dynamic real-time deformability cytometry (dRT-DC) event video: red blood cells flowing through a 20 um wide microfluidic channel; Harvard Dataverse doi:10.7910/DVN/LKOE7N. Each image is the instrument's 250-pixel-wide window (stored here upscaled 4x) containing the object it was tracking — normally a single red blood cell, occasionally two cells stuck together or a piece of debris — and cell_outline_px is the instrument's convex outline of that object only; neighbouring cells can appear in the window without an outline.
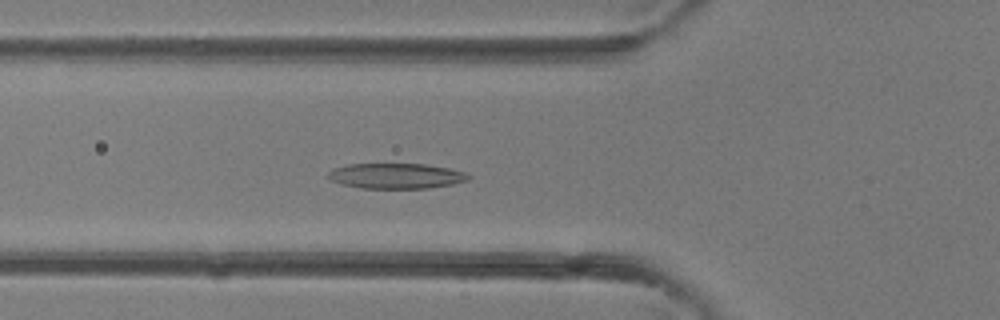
{"species": "common noctule bat (a hibernating species)", "species_latin": "Nyctalus noctula", "temperature_condition": "room temperature", "stored_images_in_passage": 32, "camera_frame_rate_fps": 3000, "um_per_image_px": 0.085, "animal": {"sex": "female"}, "frame": {"image": 1, "passage_image": 6, "time_ms": 1.667, "image_size_px": [1000, 320], "cell_outline_px": [[472, 176], [468, 180], [452, 184], [428, 188], [360, 188], [344, 184], [332, 180], [328, 176], [328, 172], [332, 168], [348, 164], [424, 164], [448, 168], [464, 172]], "centroid_in_image_um": [33.67, 14.95], "position_along_channel_um": 92.1, "area_um2": 20.58}}
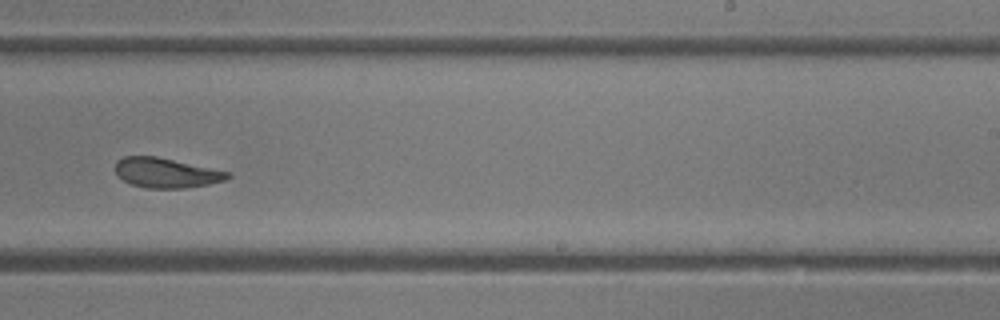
{"frame": {"image": 2, "passage_image": 17, "time_ms": 5.333, "image_size_px": [1000, 320], "cell_outline_px": [[232, 176], [224, 180], [208, 184], [184, 188], [148, 188], [132, 184], [124, 180], [116, 172], [116, 160], [124, 156], [156, 156], [228, 172]], "centroid_in_image_um": [14.1, 14.69], "position_along_channel_um": 274.9, "area_um2": 19.13}}
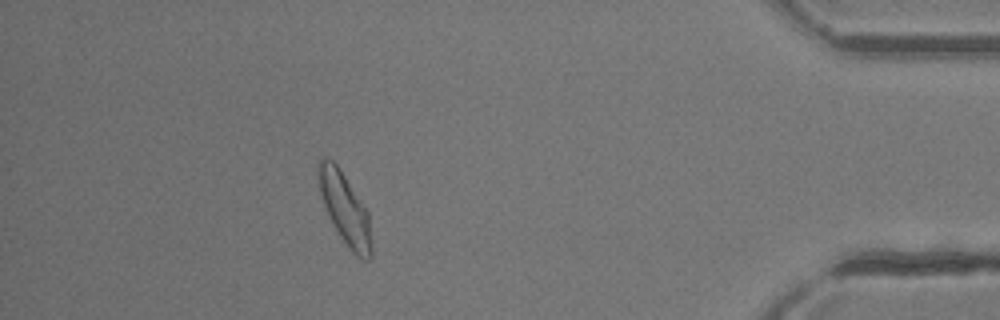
{"frame": {"image": 3, "passage_image": 28, "time_ms": 9.0, "image_size_px": [1000, 320], "cell_outline_px": [[372, 256], [368, 260], [364, 260], [356, 256], [352, 252], [340, 236], [332, 224], [328, 216], [320, 196], [316, 176], [316, 164], [324, 156], [328, 156], [340, 168], [368, 212], [372, 240]], "centroid_in_image_um": [29.28, 17.71], "position_along_channel_um": 405.9, "area_um2": 22.54}}